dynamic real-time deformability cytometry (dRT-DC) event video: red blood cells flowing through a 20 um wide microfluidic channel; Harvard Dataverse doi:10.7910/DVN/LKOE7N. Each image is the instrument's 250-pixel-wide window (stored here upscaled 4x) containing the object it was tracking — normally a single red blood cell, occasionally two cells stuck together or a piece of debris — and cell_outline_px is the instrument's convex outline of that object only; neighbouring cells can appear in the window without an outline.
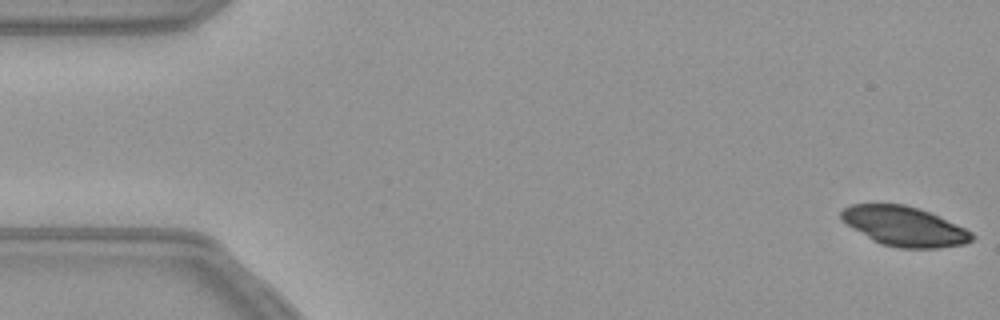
{"species": "common noctule bat (a hibernating species)", "species_latin": "Nyctalus noctula", "temperature_condition": "warm", "stored_images_in_passage": 54, "camera_frame_rate_fps": 3000, "um_per_image_px": 0.085, "animal": {"sex": "female", "body_mass_g": 21.9}, "frame": {"image": 1, "passage_image": 1, "time_ms": 0.0, "image_size_px": [1000, 320], "cell_outline_px": [[976, 236], [972, 240], [964, 244], [940, 248], [900, 248], [880, 244], [872, 240], [840, 220], [840, 212], [844, 208], [852, 204], [904, 204], [920, 208], [964, 228], [972, 232]], "centroid_in_image_um": [76.85, 19.24], "position_along_channel_um": 8.1, "area_um2": 30.11}}